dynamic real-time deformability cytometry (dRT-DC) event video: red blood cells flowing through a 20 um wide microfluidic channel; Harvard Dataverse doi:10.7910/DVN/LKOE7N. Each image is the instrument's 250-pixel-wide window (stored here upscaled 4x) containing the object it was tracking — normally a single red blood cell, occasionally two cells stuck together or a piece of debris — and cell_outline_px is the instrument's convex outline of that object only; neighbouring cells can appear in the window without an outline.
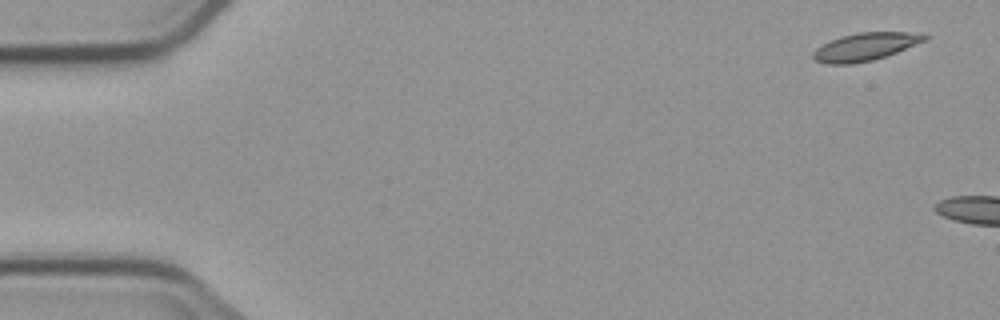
{"species": "common noctule bat (a hibernating species)", "species_latin": "Nyctalus noctula", "temperature_condition": "cold", "stored_images_in_passage": 4, "camera_frame_rate_fps": 3000, "um_per_image_px": 0.085, "animal": {"sex": "male", "body_mass_g": 23.1, "forearm_length_mm": 52.7}, "frame": {"image": 1, "passage_image": 1, "time_ms": 0.0, "image_size_px": [1000, 320], "cell_outline_px": [[928, 40], [896, 52], [872, 60], [852, 64], [828, 64], [816, 60], [812, 56], [812, 52], [816, 48], [840, 36], [856, 32], [908, 32], [928, 36]], "centroid_in_image_um": [73.53, 3.97], "position_along_channel_um": 11.5, "area_um2": 17.86}}